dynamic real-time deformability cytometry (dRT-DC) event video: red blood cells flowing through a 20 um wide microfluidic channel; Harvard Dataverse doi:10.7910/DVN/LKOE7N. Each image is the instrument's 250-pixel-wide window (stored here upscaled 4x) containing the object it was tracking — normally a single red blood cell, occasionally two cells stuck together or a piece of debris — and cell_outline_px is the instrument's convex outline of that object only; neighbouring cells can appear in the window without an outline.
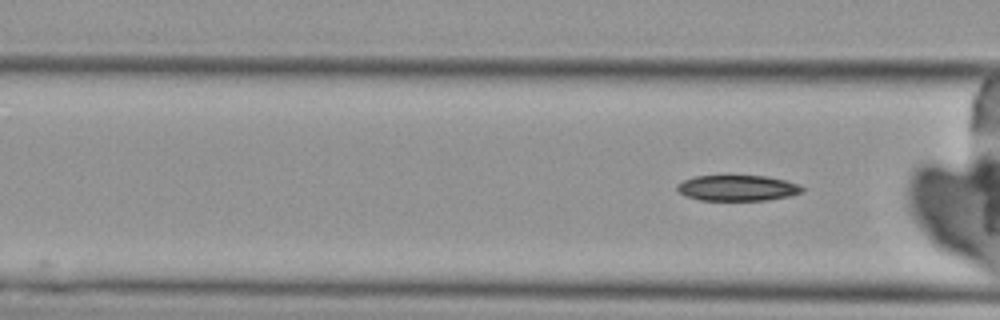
{"species": "Egyptian fruit bat (a non-hibernating species)", "species_latin": "Rousettus aegyptiacus", "temperature_condition": "cold", "stored_images_in_passage": 11, "camera_frame_rate_fps": 3000, "um_per_image_px": 0.085, "animal": {"sex": "female"}, "frame": {"image": 1, "passage_image": 11, "time_ms": 13.0, "image_size_px": [1000, 320], "cell_outline_px": [[804, 192], [788, 196], [768, 200], [700, 200], [684, 196], [676, 188], [676, 184], [684, 180], [696, 176], [764, 176], [784, 180], [800, 184], [804, 188]], "centroid_in_image_um": [62.69, 15.98], "position_along_channel_um": 103.9, "area_um2": 18.73}}